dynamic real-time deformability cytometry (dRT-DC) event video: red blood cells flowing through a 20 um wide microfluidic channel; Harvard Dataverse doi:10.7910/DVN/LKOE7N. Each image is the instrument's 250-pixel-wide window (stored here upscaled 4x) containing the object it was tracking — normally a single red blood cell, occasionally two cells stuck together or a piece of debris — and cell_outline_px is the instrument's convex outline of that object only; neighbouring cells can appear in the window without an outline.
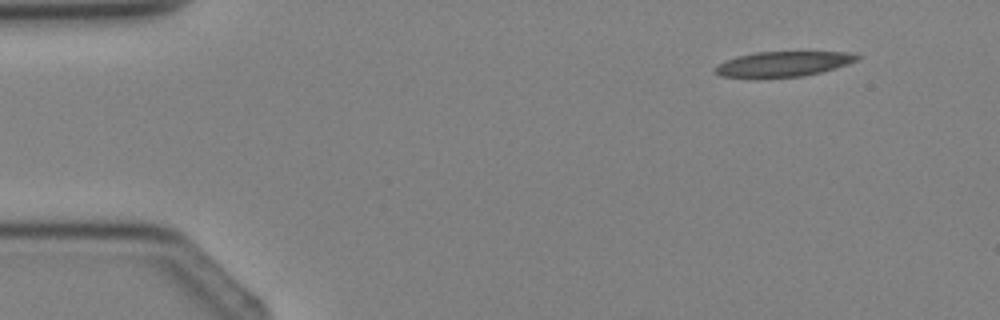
{"species": "Egyptian fruit bat (a non-hibernating species)", "species_latin": "Rousettus aegyptiacus", "temperature_condition": "cold", "stored_images_in_passage": 2, "camera_frame_rate_fps": 3000, "um_per_image_px": 0.085, "animal": {"sex": "female"}, "frame": {"image": 1, "passage_image": 1, "time_ms": 0.0, "image_size_px": [1000, 320], "cell_outline_px": [[860, 56], [856, 60], [848, 64], [820, 72], [804, 76], [720, 76], [716, 72], [716, 68], [720, 64], [736, 56], [756, 52], [848, 52]], "centroid_in_image_um": [66.63, 5.41], "position_along_channel_um": 18.4, "area_um2": 19.94}}